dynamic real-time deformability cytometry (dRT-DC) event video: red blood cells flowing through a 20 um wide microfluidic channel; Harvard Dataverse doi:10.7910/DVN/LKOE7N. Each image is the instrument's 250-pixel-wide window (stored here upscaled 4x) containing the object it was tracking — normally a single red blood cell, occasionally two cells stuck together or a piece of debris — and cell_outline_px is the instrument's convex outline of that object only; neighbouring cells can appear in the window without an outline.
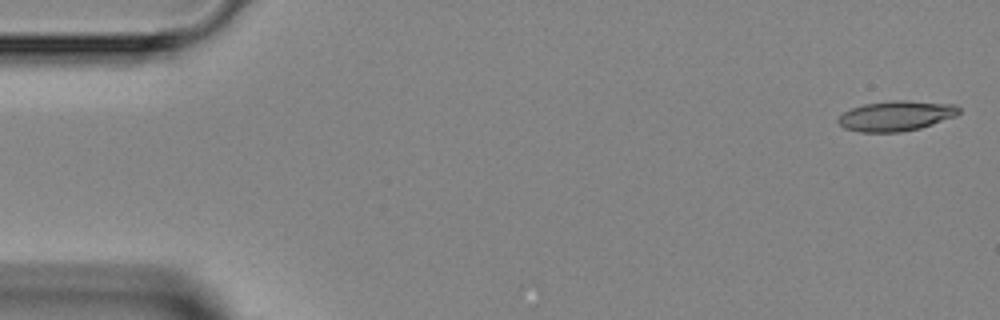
{"species": "Egyptian fruit bat (a non-hibernating species)", "species_latin": "Rousettus aegyptiacus", "temperature_condition": "room temperature", "stored_images_in_passage": 5, "camera_frame_rate_fps": 3000, "um_per_image_px": 0.085, "animal": {"sex": "female"}, "frame": {"image": 1, "passage_image": 1, "time_ms": 0.0, "image_size_px": [1000, 320], "cell_outline_px": [[960, 112], [956, 116], [920, 128], [900, 132], [860, 132], [844, 128], [836, 120], [844, 112], [852, 108], [864, 104], [892, 100], [908, 100], [956, 104], [960, 108]], "centroid_in_image_um": [76.19, 9.84], "position_along_channel_um": 8.8, "area_um2": 21.27}}
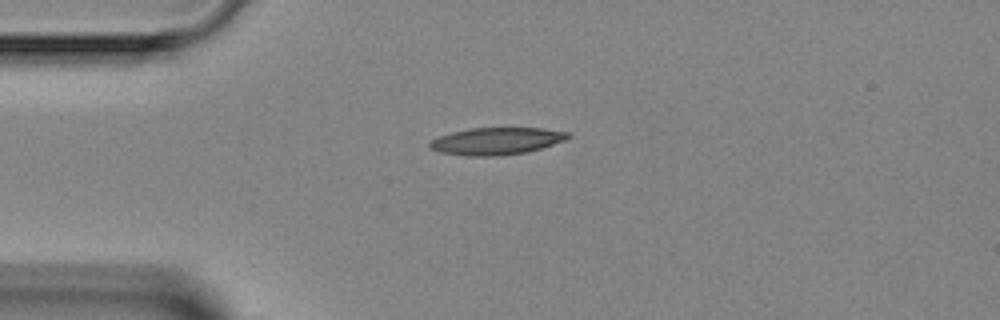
{"frame": {"image": 2, "passage_image": 3, "time_ms": 3.333, "image_size_px": [1000, 320], "cell_outline_px": [[572, 136], [564, 140], [540, 148], [524, 152], [500, 156], [464, 156], [440, 152], [428, 148], [428, 144], [432, 140], [440, 136], [452, 132], [472, 128], [544, 128], [568, 132]], "centroid_in_image_um": [42.17, 11.99], "position_along_channel_um": 42.8, "area_um2": 21.79}}
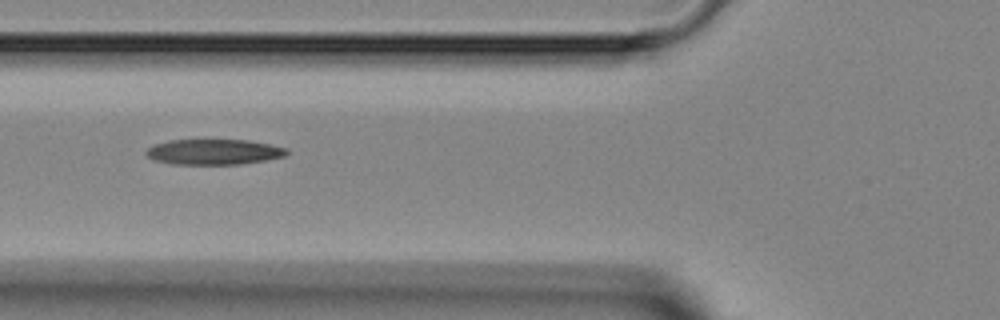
{"frame": {"image": 3, "passage_image": 5, "time_ms": 5.333, "image_size_px": [1000, 320], "cell_outline_px": [[288, 152], [284, 156], [268, 160], [240, 164], [172, 164], [156, 160], [148, 156], [144, 152], [148, 148], [156, 144], [172, 140], [248, 140], [288, 148]], "centroid_in_image_um": [18.21, 12.91], "position_along_channel_um": 107.6, "area_um2": 20.69}}